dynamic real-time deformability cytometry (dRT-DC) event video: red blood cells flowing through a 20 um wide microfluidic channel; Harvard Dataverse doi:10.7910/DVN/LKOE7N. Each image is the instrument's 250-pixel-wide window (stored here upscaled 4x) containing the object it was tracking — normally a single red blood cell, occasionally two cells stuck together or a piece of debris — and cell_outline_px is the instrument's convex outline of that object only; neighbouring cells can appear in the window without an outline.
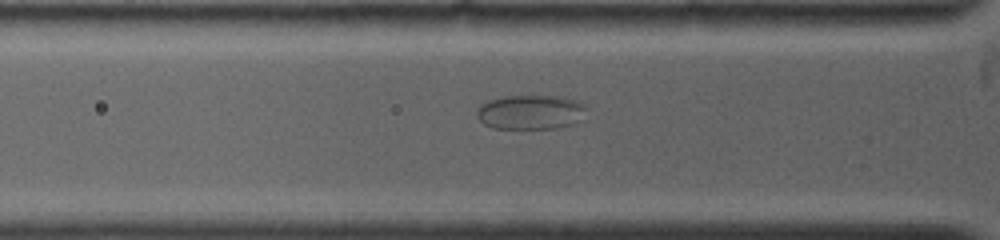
{"species": "common noctule bat (a hibernating species)", "species_latin": "Nyctalus noctula", "temperature_condition": "warm", "stored_images_in_passage": 6, "camera_frame_rate_fps": 4500, "um_per_image_px": 0.085, "animal": {"sex": "female", "body_mass_g": 19.0, "forearm_length_mm": 53.3}, "frame": {"image": 1, "passage_image": 3, "time_ms": 0.889, "image_size_px": [1000, 240], "cell_outline_px": [[584, 108], [572, 124], [556, 128], [492, 128], [484, 124], [476, 116], [476, 112], [480, 104], [488, 100], [504, 96], [560, 96], [580, 100], [584, 104]], "centroid_in_image_um": [45.01, 9.51], "position_along_channel_um": 80.8, "area_um2": 21.73}}
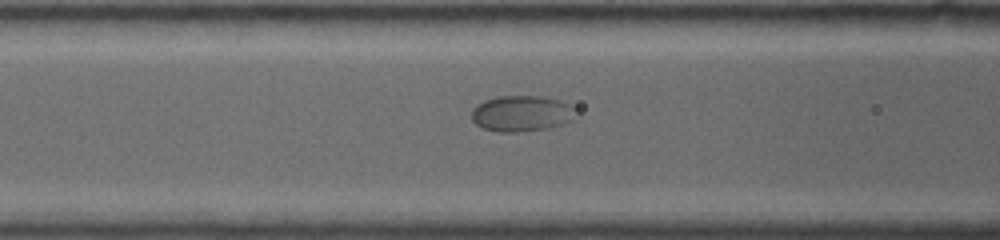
{"frame": {"image": 2, "passage_image": 5, "time_ms": 2.0, "image_size_px": [1000, 240], "cell_outline_px": [[572, 120], [560, 124], [544, 128], [516, 132], [500, 132], [484, 128], [476, 124], [472, 120], [472, 108], [476, 104], [484, 100], [500, 96], [536, 96], [560, 100], [568, 104], [572, 108]], "centroid_in_image_um": [44.24, 9.64], "position_along_channel_um": 122.4, "area_um2": 21.33}}